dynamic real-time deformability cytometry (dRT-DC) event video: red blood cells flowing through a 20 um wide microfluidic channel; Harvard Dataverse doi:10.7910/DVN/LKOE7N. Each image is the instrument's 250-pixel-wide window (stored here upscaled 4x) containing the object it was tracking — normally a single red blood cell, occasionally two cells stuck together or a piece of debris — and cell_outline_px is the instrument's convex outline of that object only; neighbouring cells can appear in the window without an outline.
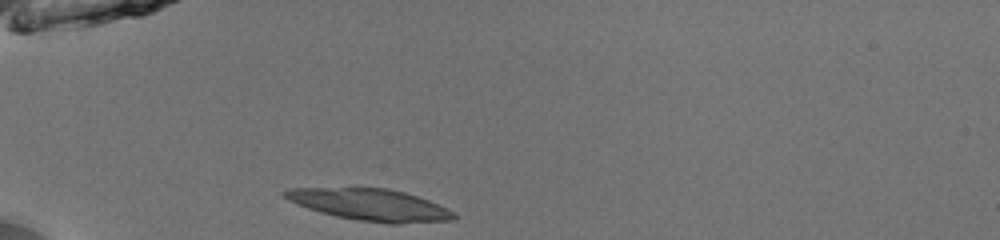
{"species": "common noctule bat (a hibernating species)", "species_latin": "Nyctalus noctula", "temperature_condition": "room temperature", "stored_images_in_passage": 36, "camera_frame_rate_fps": 3000, "um_per_image_px": 0.085, "animal": {"sex": "male", "body_mass_g": 13.0, "forearm_length_mm": 53.1}, "frame": {"image": 1, "passage_image": 1, "time_ms": 0.0, "image_size_px": [1000, 240], "cell_outline_px": [[456, 220], [400, 224], [388, 224], [360, 220], [336, 216], [320, 212], [308, 208], [288, 200], [280, 192], [288, 188], [388, 188], [404, 192], [428, 200], [448, 208], [456, 216]], "centroid_in_image_um": [31.47, 17.41], "position_along_channel_um": 53.5, "area_um2": 31.21}}
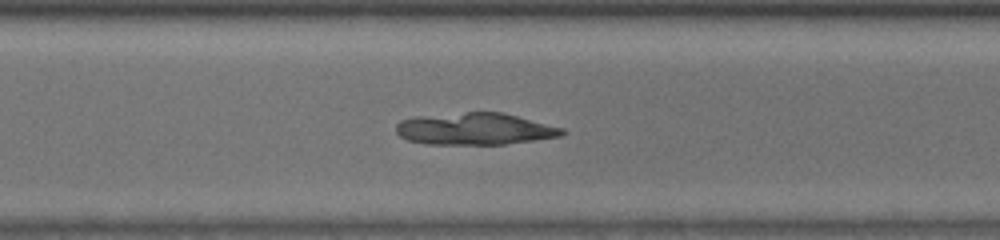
{"frame": {"image": 2, "passage_image": 23, "time_ms": 7.333, "image_size_px": [1000, 240], "cell_outline_px": [[568, 132], [560, 136], [504, 144], [424, 144], [408, 140], [400, 136], [396, 132], [396, 124], [400, 120], [412, 116], [464, 112], [500, 112], [564, 128]], "centroid_in_image_um": [40.31, 10.95], "position_along_channel_um": 330.3, "area_um2": 30.92}}
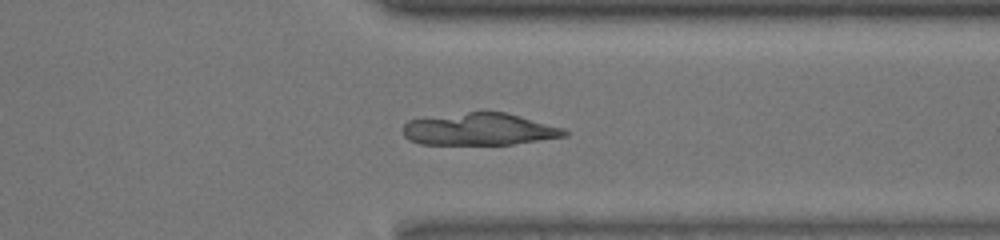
{"frame": {"image": 3, "passage_image": 26, "time_ms": 8.333, "image_size_px": [1000, 240], "cell_outline_px": [[568, 136], [512, 144], [420, 144], [408, 140], [404, 136], [400, 128], [408, 120], [468, 112], [504, 112], [520, 116], [564, 128], [568, 132]], "centroid_in_image_um": [40.73, 10.99], "position_along_channel_um": 370.7, "area_um2": 30.17}}